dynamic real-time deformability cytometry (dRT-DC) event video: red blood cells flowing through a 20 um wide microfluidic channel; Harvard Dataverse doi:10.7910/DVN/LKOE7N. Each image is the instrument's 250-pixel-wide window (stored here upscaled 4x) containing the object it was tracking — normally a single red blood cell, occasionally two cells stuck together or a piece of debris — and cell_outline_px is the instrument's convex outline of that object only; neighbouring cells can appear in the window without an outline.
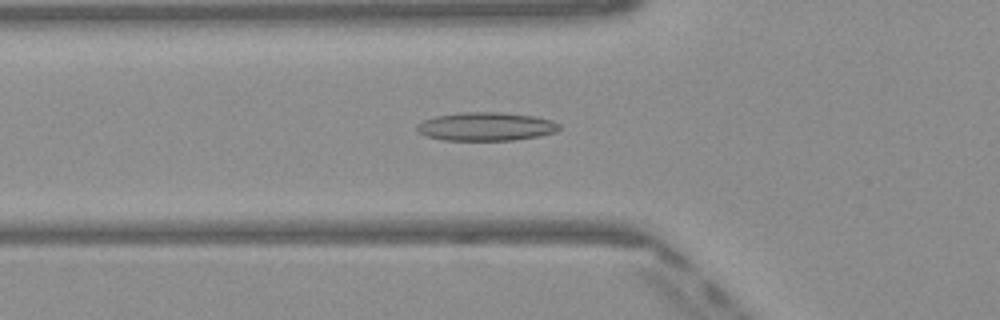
{"species": "Egyptian fruit bat (a non-hibernating species)", "species_latin": "Rousettus aegyptiacus", "temperature_condition": "warm", "stored_images_in_passage": 49, "camera_frame_rate_fps": 3000, "um_per_image_px": 0.085, "frame": {"image": 1, "passage_image": 17, "time_ms": 5.333, "image_size_px": [1000, 320], "cell_outline_px": [[560, 128], [556, 132], [540, 136], [512, 140], [444, 140], [428, 136], [416, 132], [416, 124], [424, 120], [436, 116], [460, 112], [504, 112], [536, 116], [552, 120], [560, 124]], "centroid_in_image_um": [41.33, 10.75], "position_along_channel_um": 84.5, "area_um2": 23.81}}
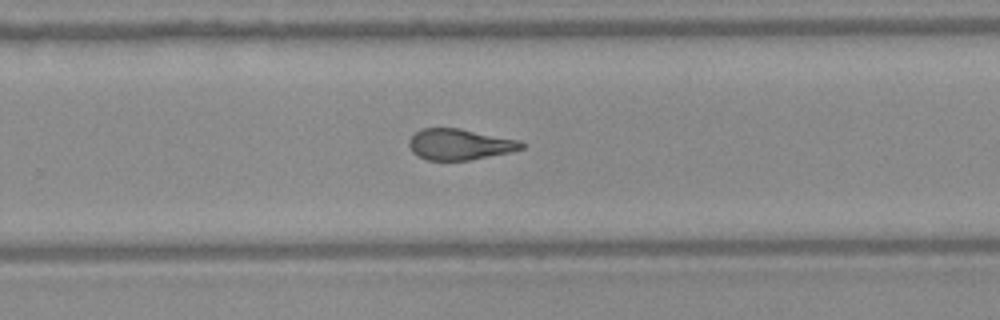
{"frame": {"image": 2, "passage_image": 32, "time_ms": 10.333, "image_size_px": [1000, 320], "cell_outline_px": [[524, 148], [512, 152], [468, 160], [428, 160], [412, 152], [408, 144], [408, 140], [420, 128], [460, 128], [520, 140], [524, 144]], "centroid_in_image_um": [39.08, 12.26], "position_along_channel_um": 290.7, "area_um2": 20.35}}
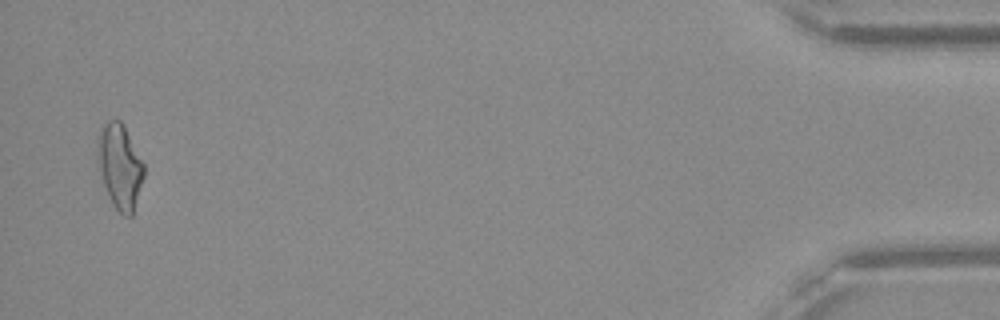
{"frame": {"image": 3, "passage_image": 48, "time_ms": 15.667, "image_size_px": [1000, 320], "cell_outline_px": [[144, 176], [132, 216], [124, 216], [112, 204], [108, 196], [96, 160], [96, 136], [100, 128], [108, 120], [120, 120], [144, 164]], "centroid_in_image_um": [10.15, 14.13], "position_along_channel_um": 425.1, "area_um2": 22.89}, "authors_computed_cell_mechanics": {"area_um2": 21.7328, "velocity_mm_per_s": 4.1052, "shape_relaxation_time_tau1_ms": 9.4119, "shape_relaxation_time_tau2_ms": 1.4701, "deformation_change_tau1": 0.2643, "deformation_change_tau2": 0.1046}}